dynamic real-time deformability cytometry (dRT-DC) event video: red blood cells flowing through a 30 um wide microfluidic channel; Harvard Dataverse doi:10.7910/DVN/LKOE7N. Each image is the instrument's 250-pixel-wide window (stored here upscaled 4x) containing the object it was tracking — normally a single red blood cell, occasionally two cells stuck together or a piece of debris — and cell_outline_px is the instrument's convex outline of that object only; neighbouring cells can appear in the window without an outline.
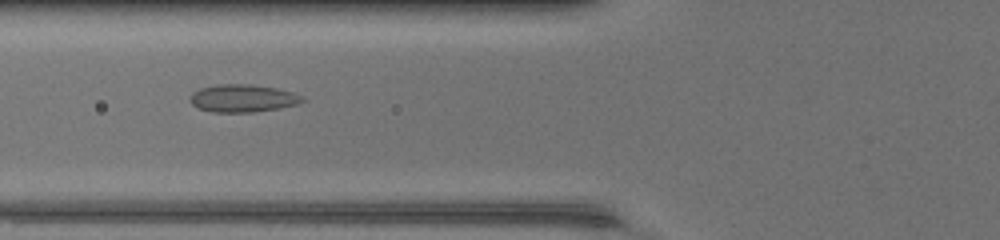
{"species": "common noctule bat (a hibernating species)", "species_latin": "Nyctalus noctula", "temperature_condition": "warm", "stored_images_in_passage": 34, "camera_frame_rate_fps": 3000, "um_per_image_px": 0.085, "animal": {"sex": "female", "body_mass_g": 17.0, "forearm_length_mm": 48.0}, "frame": {"image": 1, "passage_image": 5, "time_ms": 1.333, "image_size_px": [1000, 240], "cell_outline_px": [[308, 100], [296, 104], [276, 108], [252, 112], [212, 112], [196, 108], [188, 100], [188, 96], [192, 92], [200, 88], [216, 84], [248, 84], [276, 88], [292, 92]], "centroid_in_image_um": [20.55, 8.35], "position_along_channel_um": 105.2, "area_um2": 18.15}}
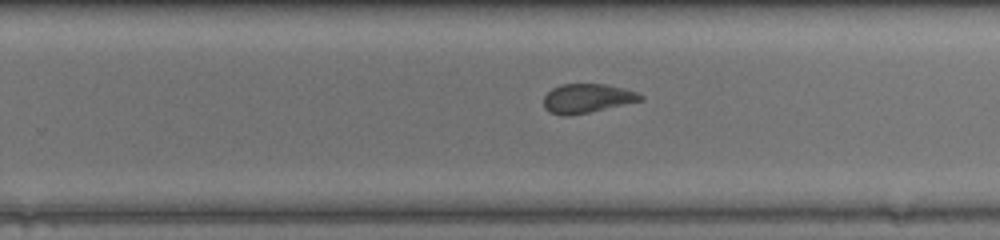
{"frame": {"image": 2, "passage_image": 17, "time_ms": 5.333, "image_size_px": [1000, 240], "cell_outline_px": [[644, 100], [588, 112], [568, 116], [564, 116], [548, 112], [544, 108], [544, 96], [552, 88], [560, 84], [604, 84], [624, 88], [636, 92], [644, 96]], "centroid_in_image_um": [49.89, 8.36], "position_along_channel_um": 279.9, "area_um2": 16.42}}
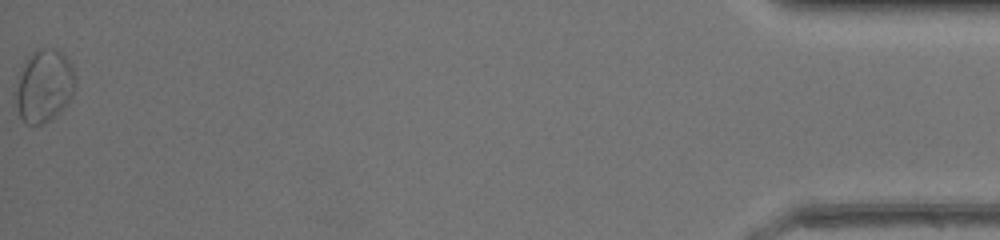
{"frame": {"image": 3, "passage_image": 34, "time_ms": 11.0, "image_size_px": [1000, 240], "cell_outline_px": [[76, 80], [72, 96], [60, 112], [44, 124], [28, 124], [20, 116], [16, 108], [12, 92], [24, 60], [32, 52], [40, 48], [56, 48], [72, 64], [76, 76]], "centroid_in_image_um": [3.71, 7.29], "position_along_channel_um": 431.5, "area_um2": 25.84}, "authors_computed_cell_mechanics": {"area_um2": 17.3111, "velocity_mm_per_s": 4.3661, "shape_relaxation_time_tau1_ms": null, "shape_relaxation_time_tau2_ms": 1.0722, "deformation_change_tau1": null, "deformation_change_tau2": 0.084}}